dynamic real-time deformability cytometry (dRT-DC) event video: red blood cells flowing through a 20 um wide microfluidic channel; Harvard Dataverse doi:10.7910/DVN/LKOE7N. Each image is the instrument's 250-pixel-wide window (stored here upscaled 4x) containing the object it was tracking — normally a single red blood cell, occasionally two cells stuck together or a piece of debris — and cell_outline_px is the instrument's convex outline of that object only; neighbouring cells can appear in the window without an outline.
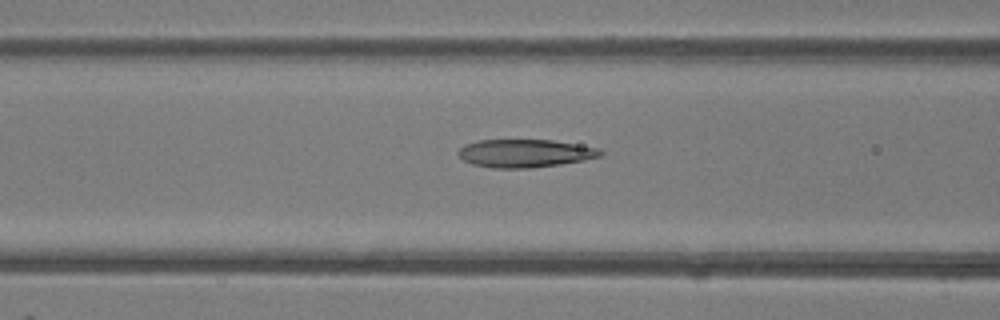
{"species": "common noctule bat (a hibernating species)", "species_latin": "Nyctalus noctula", "temperature_condition": "room temperature", "stored_images_in_passage": 47, "camera_frame_rate_fps": 3000, "um_per_image_px": 0.085, "animal": {"sex": "female"}, "frame": {"image": 1, "passage_image": 19, "time_ms": 6.0, "image_size_px": [1000, 320], "cell_outline_px": [[604, 156], [584, 160], [560, 164], [528, 168], [492, 168], [472, 164], [464, 160], [456, 152], [464, 144], [480, 140], [552, 140], [600, 148], [604, 152]], "centroid_in_image_um": [44.64, 13.03], "position_along_channel_um": 122.0, "area_um2": 23.29}}
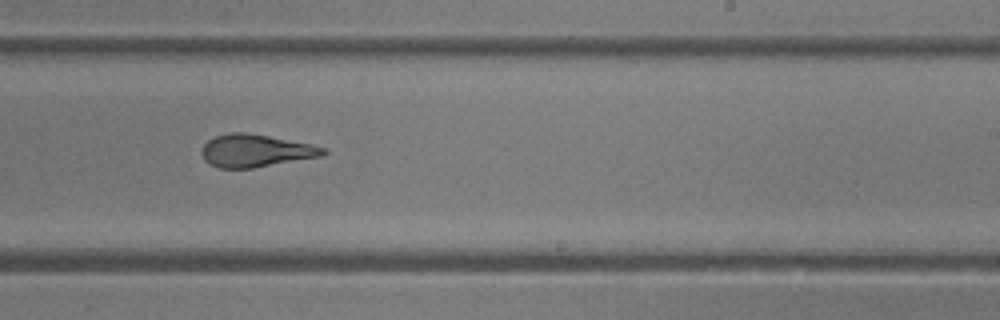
{"frame": {"image": 2, "passage_image": 29, "time_ms": 9.333, "image_size_px": [1000, 320], "cell_outline_px": [[328, 152], [320, 156], [252, 168], [220, 168], [208, 164], [204, 160], [200, 152], [204, 144], [208, 140], [216, 136], [232, 132], [244, 132], [268, 136], [312, 144], [328, 148]], "centroid_in_image_um": [21.71, 12.81], "position_along_channel_um": 267.3, "area_um2": 23.0}}
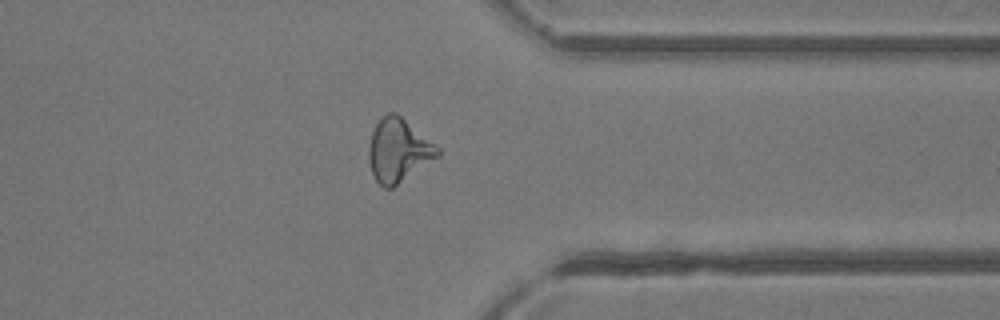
{"frame": {"image": 3, "passage_image": 37, "time_ms": 12.0, "image_size_px": [1000, 320], "cell_outline_px": [[440, 156], [392, 188], [384, 188], [376, 180], [372, 172], [368, 156], [368, 148], [372, 132], [376, 124], [388, 112], [396, 112], [440, 148]], "centroid_in_image_um": [33.87, 12.79], "position_along_channel_um": 377.5, "area_um2": 25.2}, "authors_computed_cell_mechanics": {"area_um2": 24.5072, "velocity_mm_per_s": 4.3657, "shape_relaxation_time_tau1_ms": 7.8001, "shape_relaxation_time_tau2_ms": 1.6767, "deformation_change_tau1": 0.2416, "deformation_change_tau2": 0.1063}}